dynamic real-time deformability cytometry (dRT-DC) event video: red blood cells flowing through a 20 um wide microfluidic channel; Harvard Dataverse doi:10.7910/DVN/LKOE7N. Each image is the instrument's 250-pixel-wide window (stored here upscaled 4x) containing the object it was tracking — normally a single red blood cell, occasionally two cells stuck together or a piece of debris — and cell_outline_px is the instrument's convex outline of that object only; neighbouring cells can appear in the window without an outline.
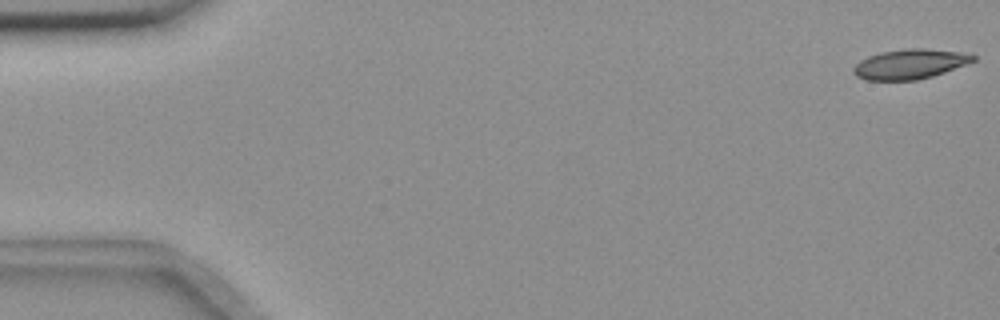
{"species": "common noctule bat (a hibernating species)", "species_latin": "Nyctalus noctula", "temperature_condition": "room temperature", "stored_images_in_passage": 10, "camera_frame_rate_fps": 3000, "um_per_image_px": 0.085, "animal": {"sex": "female", "body_mass_g": 18.4}, "frame": {"image": 1, "passage_image": 1, "time_ms": 0.0, "image_size_px": [1000, 320], "cell_outline_px": [[976, 60], [944, 72], [932, 76], [916, 80], [864, 80], [856, 76], [852, 72], [852, 68], [860, 60], [868, 56], [880, 52], [908, 48], [924, 48], [960, 52], [976, 56]], "centroid_in_image_um": [77.29, 5.44], "position_along_channel_um": 7.7, "area_um2": 20.75}}